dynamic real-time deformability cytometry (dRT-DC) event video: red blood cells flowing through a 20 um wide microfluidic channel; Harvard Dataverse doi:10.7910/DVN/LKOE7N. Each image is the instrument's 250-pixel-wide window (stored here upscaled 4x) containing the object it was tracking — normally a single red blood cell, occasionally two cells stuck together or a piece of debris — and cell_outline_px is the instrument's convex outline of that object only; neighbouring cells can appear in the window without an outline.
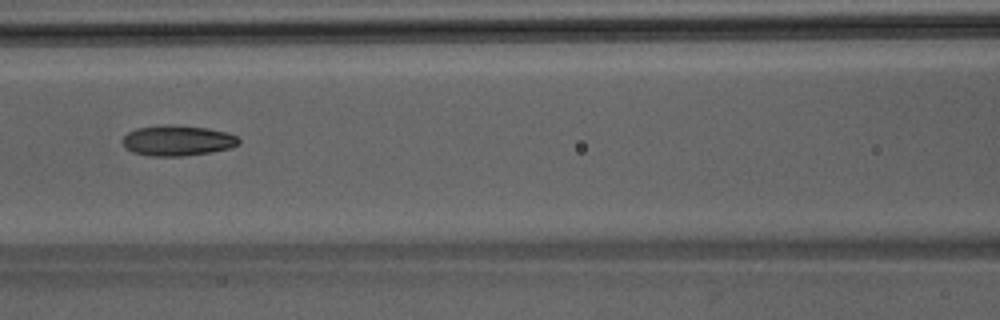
{"species": "Egyptian fruit bat (a non-hibernating species)", "species_latin": "Rousettus aegyptiacus", "temperature_condition": "room temperature", "stored_images_in_passage": 31, "camera_frame_rate_fps": 3000, "um_per_image_px": 0.085, "animal": {"sex": "male"}, "frame": {"image": 1, "passage_image": 10, "time_ms": 3.0, "image_size_px": [1000, 320], "cell_outline_px": [[240, 144], [232, 148], [212, 152], [184, 156], [148, 156], [132, 152], [124, 148], [120, 140], [128, 132], [136, 128], [168, 124], [208, 128], [224, 132], [236, 136], [240, 140]], "centroid_in_image_um": [15.05, 11.96], "position_along_channel_um": 151.5, "area_um2": 20.92}}